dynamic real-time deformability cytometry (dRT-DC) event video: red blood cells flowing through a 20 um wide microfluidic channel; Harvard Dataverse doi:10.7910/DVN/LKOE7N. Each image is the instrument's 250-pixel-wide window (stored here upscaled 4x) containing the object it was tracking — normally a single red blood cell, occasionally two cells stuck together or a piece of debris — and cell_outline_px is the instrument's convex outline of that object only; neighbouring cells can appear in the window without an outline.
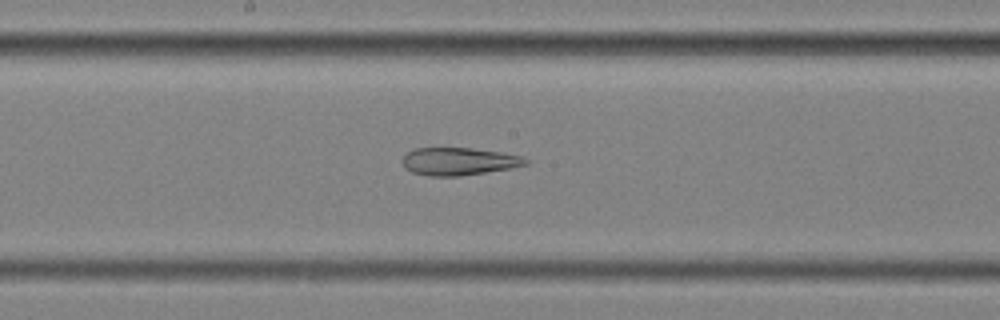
{"species": "common noctule bat (a hibernating species)", "species_latin": "Nyctalus noctula", "temperature_condition": "cold", "stored_images_in_passage": 57, "segment_of_instrument_passage": [2, 2], "camera_frame_rate_fps": 3000, "um_per_image_px": 0.085, "animal": {"sex": "female", "body_mass_g": 25.1}, "frame": {"image": 1, "passage_image": 31, "time_ms": 10.0, "image_size_px": [1000, 320], "cell_outline_px": [[528, 164], [512, 168], [460, 176], [428, 176], [412, 172], [404, 168], [404, 156], [412, 148], [472, 148], [500, 152], [524, 156], [528, 160]], "centroid_in_image_um": [39.02, 13.72], "position_along_channel_um": 209.2, "area_um2": 19.88}}
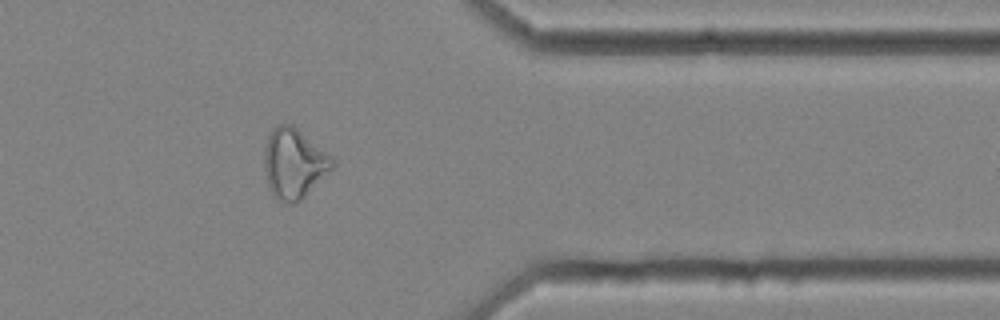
{"frame": {"image": 2, "passage_image": 47, "time_ms": 15.333, "image_size_px": [1000, 320], "cell_outline_px": [[336, 164], [296, 204], [288, 204], [276, 200], [272, 196], [268, 188], [264, 168], [264, 156], [268, 136], [272, 128], [276, 124], [292, 124], [332, 156]], "centroid_in_image_um": [24.96, 13.9], "position_along_channel_um": 386.4, "area_um2": 27.8}}
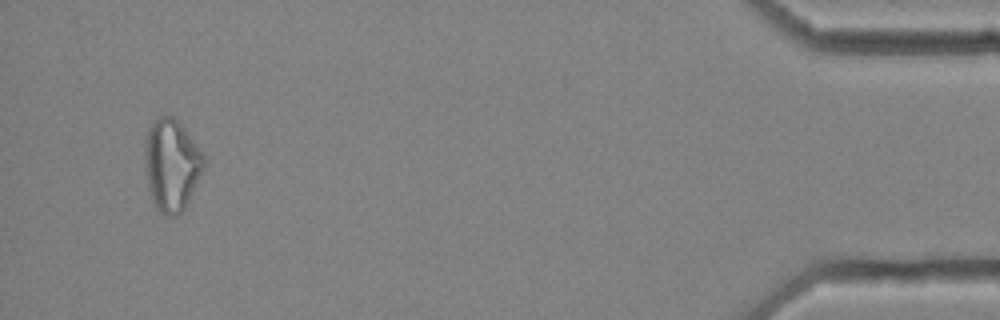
{"frame": {"image": 3, "passage_image": 55, "time_ms": 18.0, "image_size_px": [1000, 320], "cell_outline_px": [[204, 164], [188, 200], [184, 208], [176, 216], [164, 216], [152, 204], [148, 188], [144, 168], [144, 140], [148, 128], [152, 120], [160, 116], [172, 116], [184, 128], [204, 156]], "centroid_in_image_um": [14.5, 14.02], "position_along_channel_um": 420.7, "area_um2": 31.5}}